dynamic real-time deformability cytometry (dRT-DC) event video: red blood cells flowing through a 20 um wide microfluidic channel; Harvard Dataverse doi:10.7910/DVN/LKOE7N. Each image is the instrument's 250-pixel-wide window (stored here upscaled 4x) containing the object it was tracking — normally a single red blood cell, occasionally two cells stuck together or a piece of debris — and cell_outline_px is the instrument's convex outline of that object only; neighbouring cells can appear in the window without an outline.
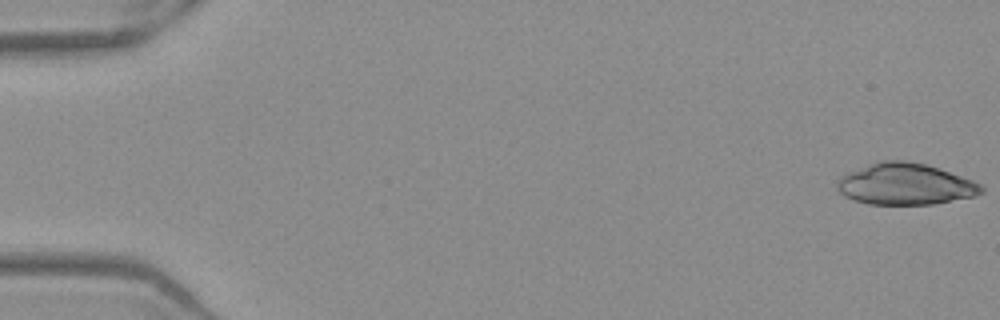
{"species": "Egyptian fruit bat (a non-hibernating species)", "species_latin": "Rousettus aegyptiacus", "temperature_condition": "warm", "stored_images_in_passage": 52, "camera_frame_rate_fps": 3000, "um_per_image_px": 0.085, "frame": {"image": 1, "passage_image": 1, "time_ms": 0.0, "image_size_px": [1000, 320], "cell_outline_px": [[984, 192], [972, 196], [932, 204], [868, 204], [852, 200], [844, 196], [836, 188], [836, 180], [844, 172], [880, 160], [904, 160], [924, 164], [972, 180], [980, 184], [984, 188]], "centroid_in_image_um": [76.85, 15.64], "position_along_channel_um": 8.1, "area_um2": 34.8}}